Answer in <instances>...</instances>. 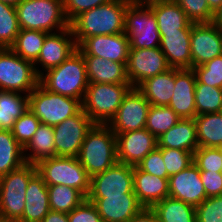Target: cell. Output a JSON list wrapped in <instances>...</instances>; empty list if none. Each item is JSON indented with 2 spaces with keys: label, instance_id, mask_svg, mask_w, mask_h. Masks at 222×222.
<instances>
[{
  "label": "cell",
  "instance_id": "obj_29",
  "mask_svg": "<svg viewBox=\"0 0 222 222\" xmlns=\"http://www.w3.org/2000/svg\"><path fill=\"white\" fill-rule=\"evenodd\" d=\"M150 7L156 16L160 35L178 32V29H184L190 23L185 12L175 0L157 3Z\"/></svg>",
  "mask_w": 222,
  "mask_h": 222
},
{
  "label": "cell",
  "instance_id": "obj_5",
  "mask_svg": "<svg viewBox=\"0 0 222 222\" xmlns=\"http://www.w3.org/2000/svg\"><path fill=\"white\" fill-rule=\"evenodd\" d=\"M132 88L131 84L89 83L82 110L95 124H108Z\"/></svg>",
  "mask_w": 222,
  "mask_h": 222
},
{
  "label": "cell",
  "instance_id": "obj_55",
  "mask_svg": "<svg viewBox=\"0 0 222 222\" xmlns=\"http://www.w3.org/2000/svg\"><path fill=\"white\" fill-rule=\"evenodd\" d=\"M0 222H19L17 220H10V219H2L0 218Z\"/></svg>",
  "mask_w": 222,
  "mask_h": 222
},
{
  "label": "cell",
  "instance_id": "obj_41",
  "mask_svg": "<svg viewBox=\"0 0 222 222\" xmlns=\"http://www.w3.org/2000/svg\"><path fill=\"white\" fill-rule=\"evenodd\" d=\"M192 69L199 83L222 89V55Z\"/></svg>",
  "mask_w": 222,
  "mask_h": 222
},
{
  "label": "cell",
  "instance_id": "obj_15",
  "mask_svg": "<svg viewBox=\"0 0 222 222\" xmlns=\"http://www.w3.org/2000/svg\"><path fill=\"white\" fill-rule=\"evenodd\" d=\"M149 107L150 103L144 95L137 88H132L107 125L114 133H125L145 128Z\"/></svg>",
  "mask_w": 222,
  "mask_h": 222
},
{
  "label": "cell",
  "instance_id": "obj_46",
  "mask_svg": "<svg viewBox=\"0 0 222 222\" xmlns=\"http://www.w3.org/2000/svg\"><path fill=\"white\" fill-rule=\"evenodd\" d=\"M109 0H63V8L66 19L70 23L82 12L107 3Z\"/></svg>",
  "mask_w": 222,
  "mask_h": 222
},
{
  "label": "cell",
  "instance_id": "obj_24",
  "mask_svg": "<svg viewBox=\"0 0 222 222\" xmlns=\"http://www.w3.org/2000/svg\"><path fill=\"white\" fill-rule=\"evenodd\" d=\"M50 211L49 193L46 183L36 173L30 180L25 193V206L19 222H41Z\"/></svg>",
  "mask_w": 222,
  "mask_h": 222
},
{
  "label": "cell",
  "instance_id": "obj_49",
  "mask_svg": "<svg viewBox=\"0 0 222 222\" xmlns=\"http://www.w3.org/2000/svg\"><path fill=\"white\" fill-rule=\"evenodd\" d=\"M129 222H158V219L151 208H143Z\"/></svg>",
  "mask_w": 222,
  "mask_h": 222
},
{
  "label": "cell",
  "instance_id": "obj_2",
  "mask_svg": "<svg viewBox=\"0 0 222 222\" xmlns=\"http://www.w3.org/2000/svg\"><path fill=\"white\" fill-rule=\"evenodd\" d=\"M90 177L118 162L117 139L107 124H94L87 132L77 156Z\"/></svg>",
  "mask_w": 222,
  "mask_h": 222
},
{
  "label": "cell",
  "instance_id": "obj_31",
  "mask_svg": "<svg viewBox=\"0 0 222 222\" xmlns=\"http://www.w3.org/2000/svg\"><path fill=\"white\" fill-rule=\"evenodd\" d=\"M158 222H196L195 207L173 197H166L151 208Z\"/></svg>",
  "mask_w": 222,
  "mask_h": 222
},
{
  "label": "cell",
  "instance_id": "obj_21",
  "mask_svg": "<svg viewBox=\"0 0 222 222\" xmlns=\"http://www.w3.org/2000/svg\"><path fill=\"white\" fill-rule=\"evenodd\" d=\"M196 75L192 68H175L174 94L168 105L181 119H194Z\"/></svg>",
  "mask_w": 222,
  "mask_h": 222
},
{
  "label": "cell",
  "instance_id": "obj_11",
  "mask_svg": "<svg viewBox=\"0 0 222 222\" xmlns=\"http://www.w3.org/2000/svg\"><path fill=\"white\" fill-rule=\"evenodd\" d=\"M125 193H134L133 166L117 162L104 172L91 177L86 199L123 196Z\"/></svg>",
  "mask_w": 222,
  "mask_h": 222
},
{
  "label": "cell",
  "instance_id": "obj_43",
  "mask_svg": "<svg viewBox=\"0 0 222 222\" xmlns=\"http://www.w3.org/2000/svg\"><path fill=\"white\" fill-rule=\"evenodd\" d=\"M193 163L200 171L221 172L222 153L216 147H198L193 153Z\"/></svg>",
  "mask_w": 222,
  "mask_h": 222
},
{
  "label": "cell",
  "instance_id": "obj_20",
  "mask_svg": "<svg viewBox=\"0 0 222 222\" xmlns=\"http://www.w3.org/2000/svg\"><path fill=\"white\" fill-rule=\"evenodd\" d=\"M87 200L95 205L102 222H129L144 208L135 193Z\"/></svg>",
  "mask_w": 222,
  "mask_h": 222
},
{
  "label": "cell",
  "instance_id": "obj_51",
  "mask_svg": "<svg viewBox=\"0 0 222 222\" xmlns=\"http://www.w3.org/2000/svg\"><path fill=\"white\" fill-rule=\"evenodd\" d=\"M171 0H130L131 3L140 6H151L157 3L167 2Z\"/></svg>",
  "mask_w": 222,
  "mask_h": 222
},
{
  "label": "cell",
  "instance_id": "obj_17",
  "mask_svg": "<svg viewBox=\"0 0 222 222\" xmlns=\"http://www.w3.org/2000/svg\"><path fill=\"white\" fill-rule=\"evenodd\" d=\"M77 50L83 56H97L105 60L127 63L130 41L125 33L97 35L85 38Z\"/></svg>",
  "mask_w": 222,
  "mask_h": 222
},
{
  "label": "cell",
  "instance_id": "obj_25",
  "mask_svg": "<svg viewBox=\"0 0 222 222\" xmlns=\"http://www.w3.org/2000/svg\"><path fill=\"white\" fill-rule=\"evenodd\" d=\"M89 83L130 84L127 63L105 60L97 56H83Z\"/></svg>",
  "mask_w": 222,
  "mask_h": 222
},
{
  "label": "cell",
  "instance_id": "obj_37",
  "mask_svg": "<svg viewBox=\"0 0 222 222\" xmlns=\"http://www.w3.org/2000/svg\"><path fill=\"white\" fill-rule=\"evenodd\" d=\"M196 116L222 111V89L199 83L195 85Z\"/></svg>",
  "mask_w": 222,
  "mask_h": 222
},
{
  "label": "cell",
  "instance_id": "obj_3",
  "mask_svg": "<svg viewBox=\"0 0 222 222\" xmlns=\"http://www.w3.org/2000/svg\"><path fill=\"white\" fill-rule=\"evenodd\" d=\"M49 92L76 98L82 102L89 81L83 55L77 50L57 67L39 77Z\"/></svg>",
  "mask_w": 222,
  "mask_h": 222
},
{
  "label": "cell",
  "instance_id": "obj_35",
  "mask_svg": "<svg viewBox=\"0 0 222 222\" xmlns=\"http://www.w3.org/2000/svg\"><path fill=\"white\" fill-rule=\"evenodd\" d=\"M50 210L70 213L86 197L77 189L66 185L47 186Z\"/></svg>",
  "mask_w": 222,
  "mask_h": 222
},
{
  "label": "cell",
  "instance_id": "obj_18",
  "mask_svg": "<svg viewBox=\"0 0 222 222\" xmlns=\"http://www.w3.org/2000/svg\"><path fill=\"white\" fill-rule=\"evenodd\" d=\"M118 162L137 166L144 157L158 147L157 138L146 128L115 133Z\"/></svg>",
  "mask_w": 222,
  "mask_h": 222
},
{
  "label": "cell",
  "instance_id": "obj_6",
  "mask_svg": "<svg viewBox=\"0 0 222 222\" xmlns=\"http://www.w3.org/2000/svg\"><path fill=\"white\" fill-rule=\"evenodd\" d=\"M29 110L41 124L55 126L82 110L80 100L49 92L40 83L28 95Z\"/></svg>",
  "mask_w": 222,
  "mask_h": 222
},
{
  "label": "cell",
  "instance_id": "obj_26",
  "mask_svg": "<svg viewBox=\"0 0 222 222\" xmlns=\"http://www.w3.org/2000/svg\"><path fill=\"white\" fill-rule=\"evenodd\" d=\"M175 68L147 78L137 89L144 95L150 105L168 106L174 94Z\"/></svg>",
  "mask_w": 222,
  "mask_h": 222
},
{
  "label": "cell",
  "instance_id": "obj_13",
  "mask_svg": "<svg viewBox=\"0 0 222 222\" xmlns=\"http://www.w3.org/2000/svg\"><path fill=\"white\" fill-rule=\"evenodd\" d=\"M171 69L160 47L130 49L126 64L127 78L137 88L147 78Z\"/></svg>",
  "mask_w": 222,
  "mask_h": 222
},
{
  "label": "cell",
  "instance_id": "obj_45",
  "mask_svg": "<svg viewBox=\"0 0 222 222\" xmlns=\"http://www.w3.org/2000/svg\"><path fill=\"white\" fill-rule=\"evenodd\" d=\"M137 167L151 175H156L161 178H169L163 161L162 152L158 147L148 153Z\"/></svg>",
  "mask_w": 222,
  "mask_h": 222
},
{
  "label": "cell",
  "instance_id": "obj_52",
  "mask_svg": "<svg viewBox=\"0 0 222 222\" xmlns=\"http://www.w3.org/2000/svg\"><path fill=\"white\" fill-rule=\"evenodd\" d=\"M210 10L215 13L222 7V0H207Z\"/></svg>",
  "mask_w": 222,
  "mask_h": 222
},
{
  "label": "cell",
  "instance_id": "obj_4",
  "mask_svg": "<svg viewBox=\"0 0 222 222\" xmlns=\"http://www.w3.org/2000/svg\"><path fill=\"white\" fill-rule=\"evenodd\" d=\"M16 11L20 29L55 33L69 27L63 0H21Z\"/></svg>",
  "mask_w": 222,
  "mask_h": 222
},
{
  "label": "cell",
  "instance_id": "obj_23",
  "mask_svg": "<svg viewBox=\"0 0 222 222\" xmlns=\"http://www.w3.org/2000/svg\"><path fill=\"white\" fill-rule=\"evenodd\" d=\"M134 193L144 208H152L156 203L169 196L168 178L156 175L133 167Z\"/></svg>",
  "mask_w": 222,
  "mask_h": 222
},
{
  "label": "cell",
  "instance_id": "obj_30",
  "mask_svg": "<svg viewBox=\"0 0 222 222\" xmlns=\"http://www.w3.org/2000/svg\"><path fill=\"white\" fill-rule=\"evenodd\" d=\"M28 107V94L0 91V130H12L14 122Z\"/></svg>",
  "mask_w": 222,
  "mask_h": 222
},
{
  "label": "cell",
  "instance_id": "obj_12",
  "mask_svg": "<svg viewBox=\"0 0 222 222\" xmlns=\"http://www.w3.org/2000/svg\"><path fill=\"white\" fill-rule=\"evenodd\" d=\"M95 123L81 110L53 126L56 156L77 157L87 132Z\"/></svg>",
  "mask_w": 222,
  "mask_h": 222
},
{
  "label": "cell",
  "instance_id": "obj_40",
  "mask_svg": "<svg viewBox=\"0 0 222 222\" xmlns=\"http://www.w3.org/2000/svg\"><path fill=\"white\" fill-rule=\"evenodd\" d=\"M158 148L162 152L163 161L169 177L185 170L193 163V153L190 151L175 148Z\"/></svg>",
  "mask_w": 222,
  "mask_h": 222
},
{
  "label": "cell",
  "instance_id": "obj_50",
  "mask_svg": "<svg viewBox=\"0 0 222 222\" xmlns=\"http://www.w3.org/2000/svg\"><path fill=\"white\" fill-rule=\"evenodd\" d=\"M41 222H69L68 213L50 210Z\"/></svg>",
  "mask_w": 222,
  "mask_h": 222
},
{
  "label": "cell",
  "instance_id": "obj_48",
  "mask_svg": "<svg viewBox=\"0 0 222 222\" xmlns=\"http://www.w3.org/2000/svg\"><path fill=\"white\" fill-rule=\"evenodd\" d=\"M207 198L222 195V173L212 171H200Z\"/></svg>",
  "mask_w": 222,
  "mask_h": 222
},
{
  "label": "cell",
  "instance_id": "obj_28",
  "mask_svg": "<svg viewBox=\"0 0 222 222\" xmlns=\"http://www.w3.org/2000/svg\"><path fill=\"white\" fill-rule=\"evenodd\" d=\"M56 156L53 126L41 124L32 139L24 147L26 163L37 164L39 161Z\"/></svg>",
  "mask_w": 222,
  "mask_h": 222
},
{
  "label": "cell",
  "instance_id": "obj_42",
  "mask_svg": "<svg viewBox=\"0 0 222 222\" xmlns=\"http://www.w3.org/2000/svg\"><path fill=\"white\" fill-rule=\"evenodd\" d=\"M40 125V120L28 109L13 125L12 134L17 142L24 148L32 139Z\"/></svg>",
  "mask_w": 222,
  "mask_h": 222
},
{
  "label": "cell",
  "instance_id": "obj_47",
  "mask_svg": "<svg viewBox=\"0 0 222 222\" xmlns=\"http://www.w3.org/2000/svg\"><path fill=\"white\" fill-rule=\"evenodd\" d=\"M68 220L69 222H102L95 205L87 199L68 213Z\"/></svg>",
  "mask_w": 222,
  "mask_h": 222
},
{
  "label": "cell",
  "instance_id": "obj_8",
  "mask_svg": "<svg viewBox=\"0 0 222 222\" xmlns=\"http://www.w3.org/2000/svg\"><path fill=\"white\" fill-rule=\"evenodd\" d=\"M36 173V164L25 163L0 177V218L18 221L22 217L26 189Z\"/></svg>",
  "mask_w": 222,
  "mask_h": 222
},
{
  "label": "cell",
  "instance_id": "obj_56",
  "mask_svg": "<svg viewBox=\"0 0 222 222\" xmlns=\"http://www.w3.org/2000/svg\"><path fill=\"white\" fill-rule=\"evenodd\" d=\"M221 153H222V146L219 147ZM221 173H222V164H221Z\"/></svg>",
  "mask_w": 222,
  "mask_h": 222
},
{
  "label": "cell",
  "instance_id": "obj_27",
  "mask_svg": "<svg viewBox=\"0 0 222 222\" xmlns=\"http://www.w3.org/2000/svg\"><path fill=\"white\" fill-rule=\"evenodd\" d=\"M158 147L194 151L199 147L195 119H180L167 132L157 138Z\"/></svg>",
  "mask_w": 222,
  "mask_h": 222
},
{
  "label": "cell",
  "instance_id": "obj_14",
  "mask_svg": "<svg viewBox=\"0 0 222 222\" xmlns=\"http://www.w3.org/2000/svg\"><path fill=\"white\" fill-rule=\"evenodd\" d=\"M77 51L76 40L70 26L55 33L46 35L34 67L40 77L47 70L60 65Z\"/></svg>",
  "mask_w": 222,
  "mask_h": 222
},
{
  "label": "cell",
  "instance_id": "obj_16",
  "mask_svg": "<svg viewBox=\"0 0 222 222\" xmlns=\"http://www.w3.org/2000/svg\"><path fill=\"white\" fill-rule=\"evenodd\" d=\"M190 43L194 68L222 55V30L213 22L192 24Z\"/></svg>",
  "mask_w": 222,
  "mask_h": 222
},
{
  "label": "cell",
  "instance_id": "obj_53",
  "mask_svg": "<svg viewBox=\"0 0 222 222\" xmlns=\"http://www.w3.org/2000/svg\"><path fill=\"white\" fill-rule=\"evenodd\" d=\"M212 22L222 30V7L214 13Z\"/></svg>",
  "mask_w": 222,
  "mask_h": 222
},
{
  "label": "cell",
  "instance_id": "obj_36",
  "mask_svg": "<svg viewBox=\"0 0 222 222\" xmlns=\"http://www.w3.org/2000/svg\"><path fill=\"white\" fill-rule=\"evenodd\" d=\"M180 119L181 118L168 106L150 105L145 128L158 138L176 125Z\"/></svg>",
  "mask_w": 222,
  "mask_h": 222
},
{
  "label": "cell",
  "instance_id": "obj_34",
  "mask_svg": "<svg viewBox=\"0 0 222 222\" xmlns=\"http://www.w3.org/2000/svg\"><path fill=\"white\" fill-rule=\"evenodd\" d=\"M48 32L31 29H20L16 41L10 47L24 60L34 63L41 51Z\"/></svg>",
  "mask_w": 222,
  "mask_h": 222
},
{
  "label": "cell",
  "instance_id": "obj_54",
  "mask_svg": "<svg viewBox=\"0 0 222 222\" xmlns=\"http://www.w3.org/2000/svg\"><path fill=\"white\" fill-rule=\"evenodd\" d=\"M2 3L16 7L21 0H0Z\"/></svg>",
  "mask_w": 222,
  "mask_h": 222
},
{
  "label": "cell",
  "instance_id": "obj_44",
  "mask_svg": "<svg viewBox=\"0 0 222 222\" xmlns=\"http://www.w3.org/2000/svg\"><path fill=\"white\" fill-rule=\"evenodd\" d=\"M196 222H222V195L206 198L195 207Z\"/></svg>",
  "mask_w": 222,
  "mask_h": 222
},
{
  "label": "cell",
  "instance_id": "obj_32",
  "mask_svg": "<svg viewBox=\"0 0 222 222\" xmlns=\"http://www.w3.org/2000/svg\"><path fill=\"white\" fill-rule=\"evenodd\" d=\"M25 163L24 148L14 138L12 131L0 130V177Z\"/></svg>",
  "mask_w": 222,
  "mask_h": 222
},
{
  "label": "cell",
  "instance_id": "obj_10",
  "mask_svg": "<svg viewBox=\"0 0 222 222\" xmlns=\"http://www.w3.org/2000/svg\"><path fill=\"white\" fill-rule=\"evenodd\" d=\"M124 33L130 41V49H149L160 46L157 19L150 6L130 3L125 11Z\"/></svg>",
  "mask_w": 222,
  "mask_h": 222
},
{
  "label": "cell",
  "instance_id": "obj_1",
  "mask_svg": "<svg viewBox=\"0 0 222 222\" xmlns=\"http://www.w3.org/2000/svg\"><path fill=\"white\" fill-rule=\"evenodd\" d=\"M130 3V0H109L76 16L69 26L77 46L88 37L124 33L125 11Z\"/></svg>",
  "mask_w": 222,
  "mask_h": 222
},
{
  "label": "cell",
  "instance_id": "obj_9",
  "mask_svg": "<svg viewBox=\"0 0 222 222\" xmlns=\"http://www.w3.org/2000/svg\"><path fill=\"white\" fill-rule=\"evenodd\" d=\"M39 84L34 63L10 48H0V91L30 94Z\"/></svg>",
  "mask_w": 222,
  "mask_h": 222
},
{
  "label": "cell",
  "instance_id": "obj_39",
  "mask_svg": "<svg viewBox=\"0 0 222 222\" xmlns=\"http://www.w3.org/2000/svg\"><path fill=\"white\" fill-rule=\"evenodd\" d=\"M175 2L191 23H212L214 13L210 10L207 0H175Z\"/></svg>",
  "mask_w": 222,
  "mask_h": 222
},
{
  "label": "cell",
  "instance_id": "obj_33",
  "mask_svg": "<svg viewBox=\"0 0 222 222\" xmlns=\"http://www.w3.org/2000/svg\"><path fill=\"white\" fill-rule=\"evenodd\" d=\"M194 119L199 147L222 146V112L197 115Z\"/></svg>",
  "mask_w": 222,
  "mask_h": 222
},
{
  "label": "cell",
  "instance_id": "obj_38",
  "mask_svg": "<svg viewBox=\"0 0 222 222\" xmlns=\"http://www.w3.org/2000/svg\"><path fill=\"white\" fill-rule=\"evenodd\" d=\"M19 31L16 7L0 1V48H10Z\"/></svg>",
  "mask_w": 222,
  "mask_h": 222
},
{
  "label": "cell",
  "instance_id": "obj_22",
  "mask_svg": "<svg viewBox=\"0 0 222 222\" xmlns=\"http://www.w3.org/2000/svg\"><path fill=\"white\" fill-rule=\"evenodd\" d=\"M189 23L184 29H178V32L166 33L160 35V48L165 55L171 68L189 69L192 68L191 57V27Z\"/></svg>",
  "mask_w": 222,
  "mask_h": 222
},
{
  "label": "cell",
  "instance_id": "obj_19",
  "mask_svg": "<svg viewBox=\"0 0 222 222\" xmlns=\"http://www.w3.org/2000/svg\"><path fill=\"white\" fill-rule=\"evenodd\" d=\"M169 196L186 204L197 207L206 198V192L201 181L200 170L192 163L185 170L168 178Z\"/></svg>",
  "mask_w": 222,
  "mask_h": 222
},
{
  "label": "cell",
  "instance_id": "obj_7",
  "mask_svg": "<svg viewBox=\"0 0 222 222\" xmlns=\"http://www.w3.org/2000/svg\"><path fill=\"white\" fill-rule=\"evenodd\" d=\"M37 173L47 186L66 185L79 190L87 197L91 177L77 157L55 156L36 164Z\"/></svg>",
  "mask_w": 222,
  "mask_h": 222
}]
</instances>
